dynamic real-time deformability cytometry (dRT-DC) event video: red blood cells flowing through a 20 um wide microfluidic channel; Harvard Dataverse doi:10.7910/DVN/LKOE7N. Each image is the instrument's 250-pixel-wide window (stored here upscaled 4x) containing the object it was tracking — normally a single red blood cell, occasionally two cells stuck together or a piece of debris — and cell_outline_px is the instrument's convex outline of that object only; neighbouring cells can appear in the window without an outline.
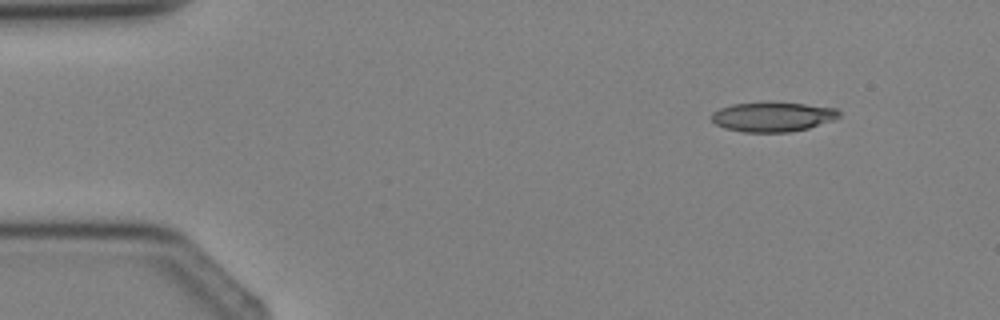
{"species": "Egyptian fruit bat (a non-hibernating species)", "species_latin": "Rousettus aegyptiacus", "temperature_condition": "cold", "stored_images_in_passage": 3, "camera_frame_rate_fps": 3000, "um_per_image_px": 0.085, "animal": {"sex": "female"}, "frame": {"image": 1, "passage_image": 2, "time_ms": 1.333, "image_size_px": [1000, 320], "cell_outline_px": [[840, 116], [832, 120], [808, 128], [788, 132], [744, 132], [724, 128], [716, 124], [712, 120], [712, 112], [720, 108], [732, 104], [804, 104], [836, 108], [840, 112]], "centroid_in_image_um": [65.67, 9.95], "position_along_channel_um": 19.3, "area_um2": 21.33}}